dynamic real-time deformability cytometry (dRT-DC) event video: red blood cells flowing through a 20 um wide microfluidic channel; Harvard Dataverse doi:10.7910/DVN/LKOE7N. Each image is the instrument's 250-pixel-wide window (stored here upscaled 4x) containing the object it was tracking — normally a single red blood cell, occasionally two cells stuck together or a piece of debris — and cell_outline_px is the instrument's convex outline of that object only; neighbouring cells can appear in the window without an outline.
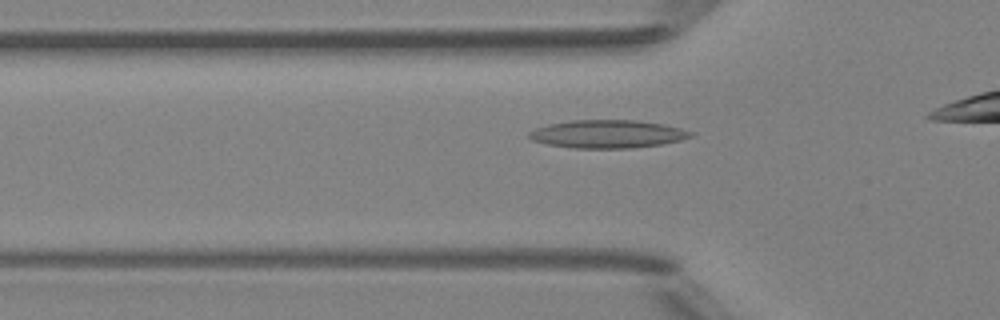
{"species": "Egyptian fruit bat (a non-hibernating species)", "species_latin": "Rousettus aegyptiacus", "temperature_condition": "room temperature", "stored_images_in_passage": 36, "camera_frame_rate_fps": 3000, "um_per_image_px": 0.085, "animal": {"sex": "female"}, "frame": {"image": 1, "passage_image": 10, "time_ms": 3.0, "image_size_px": [1000, 320], "cell_outline_px": [[692, 136], [680, 140], [660, 144], [632, 148], [572, 148], [548, 144], [532, 140], [528, 136], [528, 132], [536, 128], [548, 124], [572, 120], [636, 120], [664, 124], [680, 128], [692, 132]], "centroid_in_image_um": [51.61, 11.39], "position_along_channel_um": 74.2, "area_um2": 26.3}}
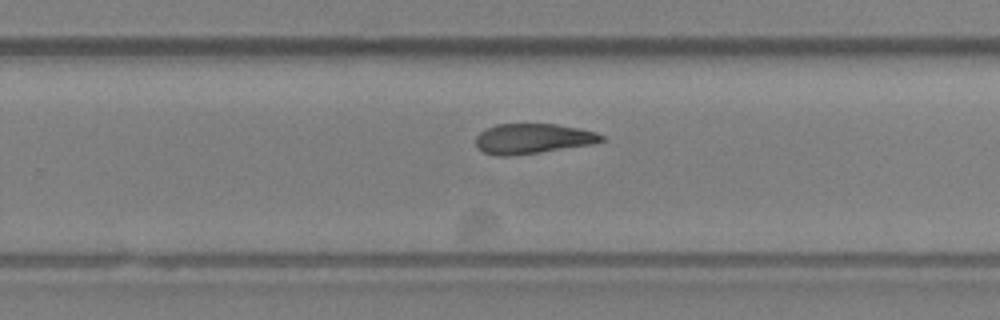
{"frame": {"image": 2, "passage_image": 25, "time_ms": 8.0, "image_size_px": [1000, 320], "cell_outline_px": [[604, 140], [592, 144], [540, 152], [508, 156], [496, 156], [484, 152], [476, 144], [476, 136], [480, 132], [496, 124], [556, 124], [580, 128], [596, 132], [604, 136]], "centroid_in_image_um": [45.29, 11.78], "position_along_channel_um": 284.5, "area_um2": 21.91}}
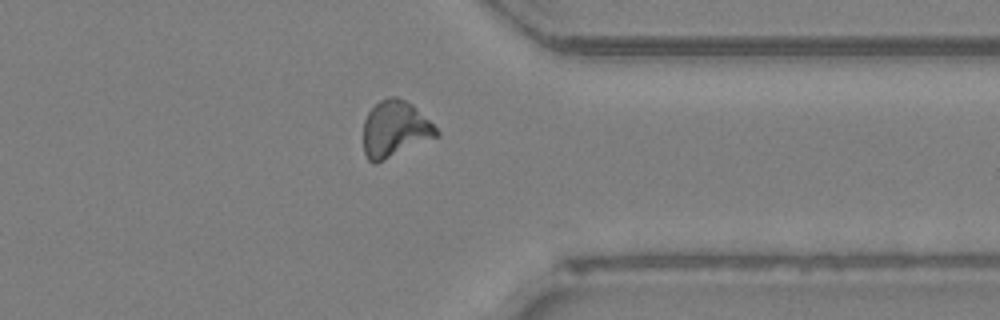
{"frame": {"image": 3, "passage_image": 32, "time_ms": 10.333, "image_size_px": [1000, 320], "cell_outline_px": [[440, 136], [376, 164], [372, 164], [368, 160], [364, 152], [364, 120], [368, 112], [380, 100], [388, 96], [396, 96], [412, 104], [440, 132]], "centroid_in_image_um": [33.57, 10.99], "position_along_channel_um": 377.8, "area_um2": 24.1}}